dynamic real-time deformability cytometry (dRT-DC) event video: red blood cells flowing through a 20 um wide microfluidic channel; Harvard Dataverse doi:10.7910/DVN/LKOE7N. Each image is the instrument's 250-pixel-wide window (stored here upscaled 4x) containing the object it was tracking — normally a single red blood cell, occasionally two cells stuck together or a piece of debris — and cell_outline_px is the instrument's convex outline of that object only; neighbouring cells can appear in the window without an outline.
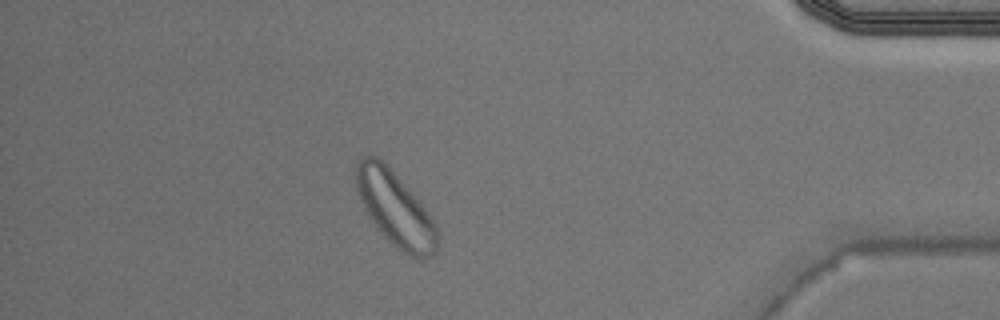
{"species": "Egyptian fruit bat (a non-hibernating species)", "species_latin": "Rousettus aegyptiacus", "temperature_condition": "warm", "stored_images_in_passage": 39, "camera_frame_rate_fps": 3000, "um_per_image_px": 0.085, "animal": {"sex": "male"}, "frame": {"image": 1, "passage_image": 34, "time_ms": 11.0, "image_size_px": [1000, 320], "cell_outline_px": [[440, 236], [436, 252], [432, 256], [412, 256], [396, 248], [384, 236], [368, 212], [356, 188], [356, 160], [364, 156], [376, 156], [384, 160], [428, 212], [440, 232]], "centroid_in_image_um": [33.63, 17.72], "position_along_channel_um": 401.6, "area_um2": 34.56}}